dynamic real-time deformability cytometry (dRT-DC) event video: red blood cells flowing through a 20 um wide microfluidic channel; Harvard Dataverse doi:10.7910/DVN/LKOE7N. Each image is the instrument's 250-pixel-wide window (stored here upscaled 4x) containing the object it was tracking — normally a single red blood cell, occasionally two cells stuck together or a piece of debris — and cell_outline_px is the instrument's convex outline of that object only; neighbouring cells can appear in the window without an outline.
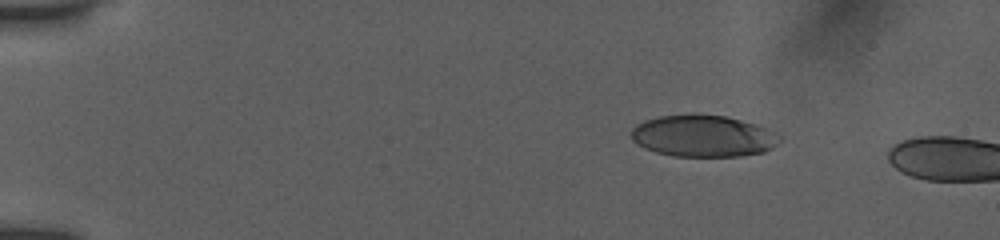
{"species": "human", "species_latin": "Homo sapiens", "temperature_condition": "room temperature", "stored_images_in_passage": 46, "camera_frame_rate_fps": 3000, "um_per_image_px": 0.085, "donor": {"sex": "female"}, "frame": {"image": 1, "passage_image": 1, "time_ms": 0.0, "image_size_px": [1000, 240], "cell_outline_px": [[780, 140], [772, 148], [764, 152], [740, 156], [672, 156], [656, 152], [644, 148], [636, 144], [632, 140], [632, 128], [636, 124], [644, 120], [660, 116], [724, 116], [756, 124], [780, 136]], "centroid_in_image_um": [59.73, 11.59], "position_along_channel_um": 25.3, "area_um2": 35.43}}
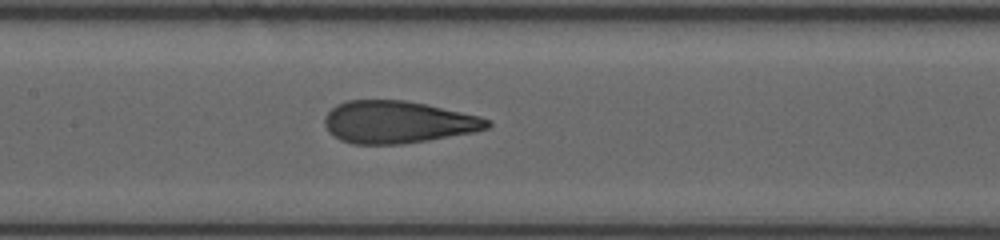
{"frame": {"image": 2, "passage_image": 20, "time_ms": 6.333, "image_size_px": [1000, 240], "cell_outline_px": [[492, 124], [488, 128], [472, 132], [428, 140], [404, 144], [352, 144], [340, 140], [328, 132], [324, 124], [324, 116], [336, 104], [348, 100], [404, 100], [424, 104], [480, 116], [488, 120]], "centroid_in_image_um": [33.76, 10.38], "position_along_channel_um": 173.6, "area_um2": 40.0}}
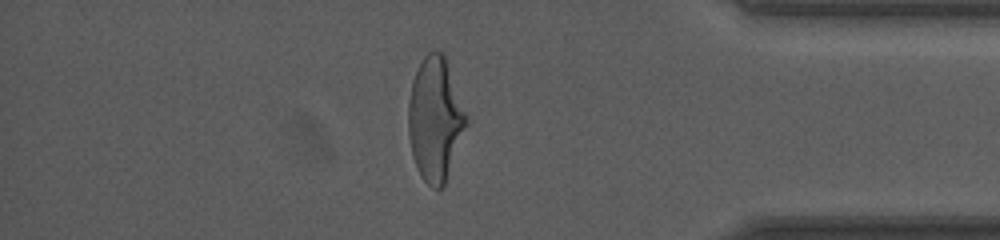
{"frame": {"image": 3, "passage_image": 39, "time_ms": 12.667, "image_size_px": [1000, 240], "cell_outline_px": [[468, 120], [444, 184], [440, 188], [432, 188], [420, 176], [416, 168], [412, 156], [408, 132], [408, 100], [412, 80], [424, 56], [432, 48], [436, 48], [444, 52], [468, 116]], "centroid_in_image_um": [36.97, 10.06], "position_along_channel_um": 398.2, "area_um2": 41.85}}